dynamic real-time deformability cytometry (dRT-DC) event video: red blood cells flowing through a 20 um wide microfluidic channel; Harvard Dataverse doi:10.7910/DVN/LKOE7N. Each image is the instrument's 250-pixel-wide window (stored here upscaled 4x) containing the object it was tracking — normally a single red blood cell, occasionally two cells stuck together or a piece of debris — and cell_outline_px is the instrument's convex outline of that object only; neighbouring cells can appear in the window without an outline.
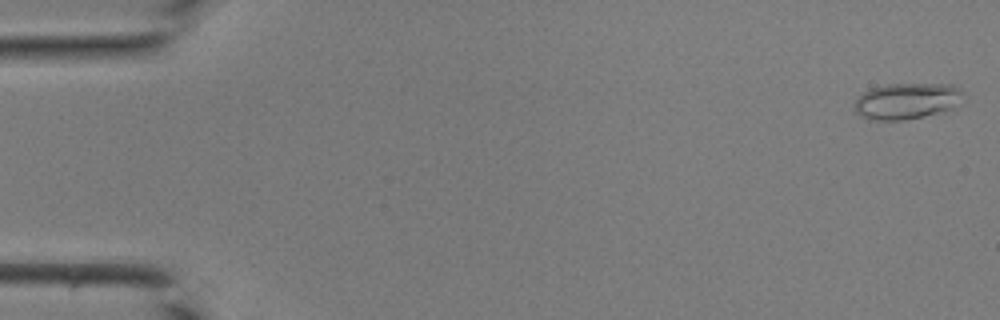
{"species": "common noctule bat (a hibernating species)", "species_latin": "Nyctalus noctula", "temperature_condition": "room temperature", "stored_images_in_passage": 42, "camera_frame_rate_fps": 3000, "um_per_image_px": 0.085, "animal": {"sex": "male", "body_mass_g": 19.0, "forearm_length_mm": 50.8}, "frame": {"image": 1, "passage_image": 1, "time_ms": 0.0, "image_size_px": [1000, 320], "cell_outline_px": [[964, 92], [952, 108], [904, 120], [868, 120], [860, 116], [856, 112], [856, 100], [864, 92], [872, 88], [888, 84], [952, 84]], "centroid_in_image_um": [77.03, 8.58], "position_along_channel_um": 8.0, "area_um2": 22.37}}
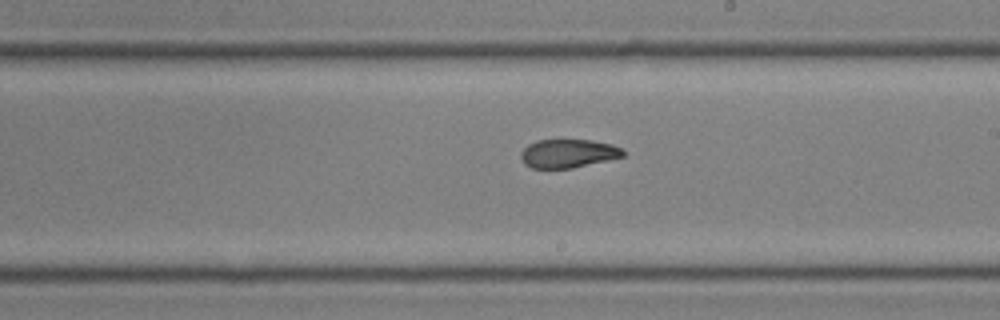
{"frame": {"image": 2, "passage_image": 25, "time_ms": 8.0, "image_size_px": [1000, 320], "cell_outline_px": [[624, 156], [572, 168], [532, 168], [524, 164], [520, 156], [520, 152], [528, 144], [536, 140], [592, 140], [612, 144], [620, 148], [624, 152]], "centroid_in_image_um": [48.25, 13.04], "position_along_channel_um": 240.7, "area_um2": 16.94}}
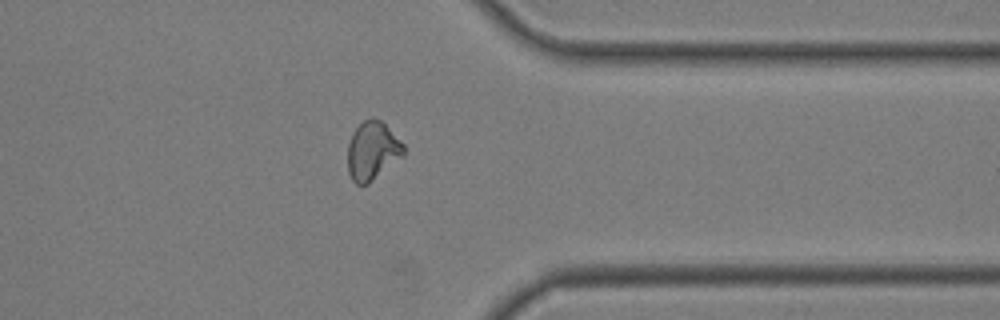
{"frame": {"image": 3, "passage_image": 34, "time_ms": 11.0, "image_size_px": [1000, 320], "cell_outline_px": [[404, 152], [400, 156], [368, 184], [356, 184], [352, 180], [348, 172], [348, 144], [352, 132], [364, 120], [372, 116], [380, 120], [404, 144]], "centroid_in_image_um": [31.61, 12.79], "position_along_channel_um": 379.8, "area_um2": 18.61}}